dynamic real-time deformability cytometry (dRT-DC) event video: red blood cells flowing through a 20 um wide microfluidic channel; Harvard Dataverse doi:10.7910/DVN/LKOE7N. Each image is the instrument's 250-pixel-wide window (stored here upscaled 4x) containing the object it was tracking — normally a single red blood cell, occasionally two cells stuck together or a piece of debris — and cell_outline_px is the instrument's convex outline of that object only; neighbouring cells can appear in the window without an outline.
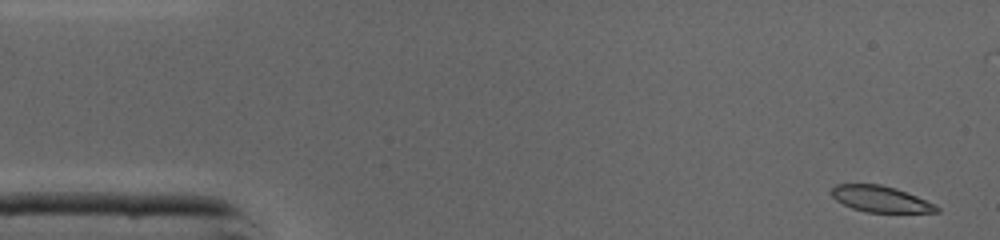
{"species": "common noctule bat (a hibernating species)", "species_latin": "Nyctalus noctula", "temperature_condition": "cold", "stored_images_in_passage": 46, "camera_frame_rate_fps": 3000, "um_per_image_px": 0.085, "animal": {"sex": "male", "body_mass_g": 19.0, "forearm_length_mm": 50.8}, "frame": {"image": 1, "passage_image": 1, "time_ms": 0.0, "image_size_px": [1000, 240], "cell_outline_px": [[940, 212], [864, 212], [852, 208], [836, 200], [832, 196], [832, 188], [836, 184], [880, 184], [896, 188], [936, 204], [940, 208]], "centroid_in_image_um": [74.86, 16.92], "position_along_channel_um": 10.1, "area_um2": 15.95}}
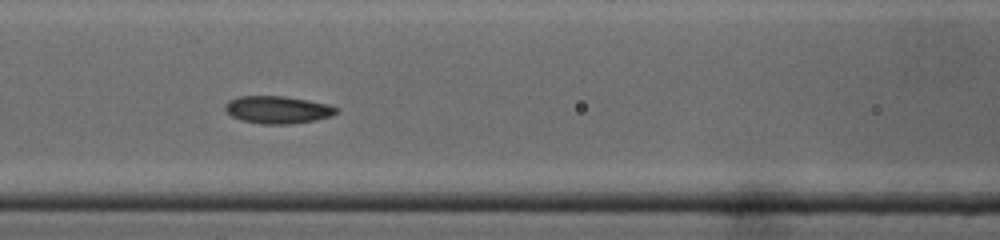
{"frame": {"image": 2, "passage_image": 18, "time_ms": 5.667, "image_size_px": [1000, 240], "cell_outline_px": [[340, 108], [332, 116], [316, 120], [288, 124], [260, 124], [244, 120], [232, 116], [224, 108], [224, 104], [228, 100], [240, 96], [284, 96], [308, 100], [328, 104]], "centroid_in_image_um": [23.61, 9.32], "position_along_channel_um": 143.0, "area_um2": 17.8}}
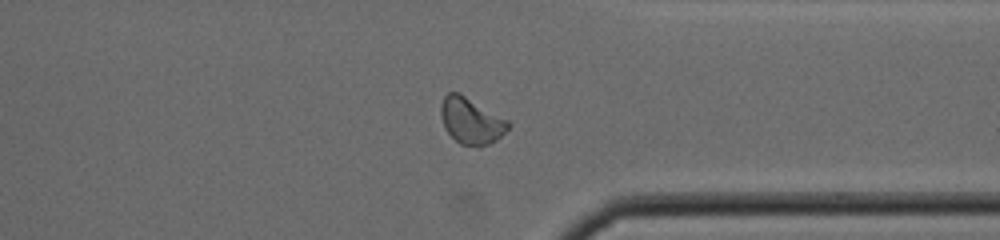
{"frame": {"image": 3, "passage_image": 34, "time_ms": 11.0, "image_size_px": [1000, 240], "cell_outline_px": [[512, 124], [496, 140], [480, 148], [476, 148], [460, 144], [444, 128], [440, 112], [440, 108], [444, 96], [448, 92], [460, 92], [508, 120]], "centroid_in_image_um": [40.04, 10.27], "position_along_channel_um": 371.4, "area_um2": 18.32}, "authors_computed_cell_mechanics": {"area_um2": 17.5134, "velocity_mm_per_s": 4.3465, "shape_relaxation_time_tau1_ms": 6.2344, "shape_relaxation_time_tau2_ms": 2.3954, "deformation_change_tau1": 0.1268, "deformation_change_tau2": 0.0771}}